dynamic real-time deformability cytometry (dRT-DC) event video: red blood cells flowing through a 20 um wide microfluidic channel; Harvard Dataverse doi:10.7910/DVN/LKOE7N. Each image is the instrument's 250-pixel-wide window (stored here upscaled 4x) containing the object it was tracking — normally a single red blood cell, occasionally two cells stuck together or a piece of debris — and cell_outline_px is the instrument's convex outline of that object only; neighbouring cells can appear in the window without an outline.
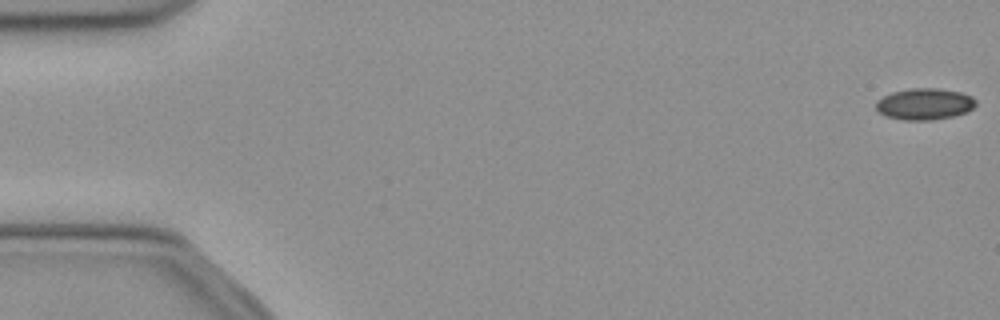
{"species": "common noctule bat (a hibernating species)", "species_latin": "Nyctalus noctula", "temperature_condition": "cold", "stored_images_in_passage": 52, "camera_frame_rate_fps": 3000, "um_per_image_px": 0.085, "animal": {"sex": "female", "body_mass_g": 21.9}, "frame": {"image": 1, "passage_image": 1, "time_ms": 0.0, "image_size_px": [1000, 320], "cell_outline_px": [[976, 104], [968, 112], [956, 116], [932, 120], [900, 120], [884, 116], [876, 108], [876, 100], [892, 92], [908, 88], [936, 88], [960, 92], [972, 96], [976, 100]], "centroid_in_image_um": [78.59, 8.85], "position_along_channel_um": 6.4, "area_um2": 18.55}}
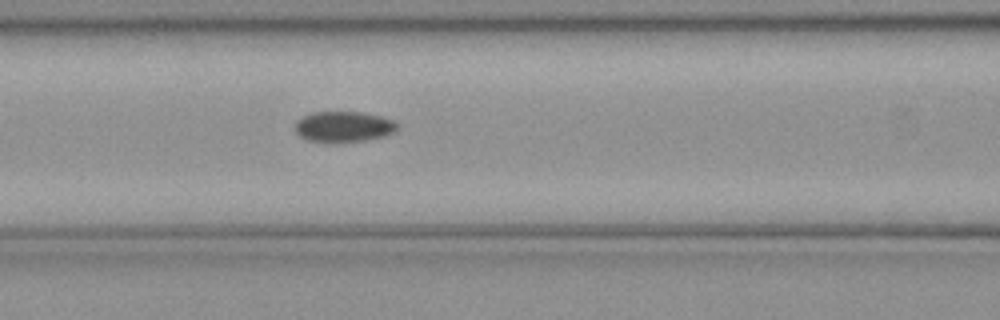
{"frame": {"image": 2, "passage_image": 22, "time_ms": 7.0, "image_size_px": [1000, 320], "cell_outline_px": [[400, 128], [388, 136], [364, 140], [304, 140], [292, 128], [296, 120], [312, 112], [364, 112], [384, 116], [400, 124]], "centroid_in_image_um": [29.25, 10.73], "position_along_channel_um": 137.3, "area_um2": 18.26}}
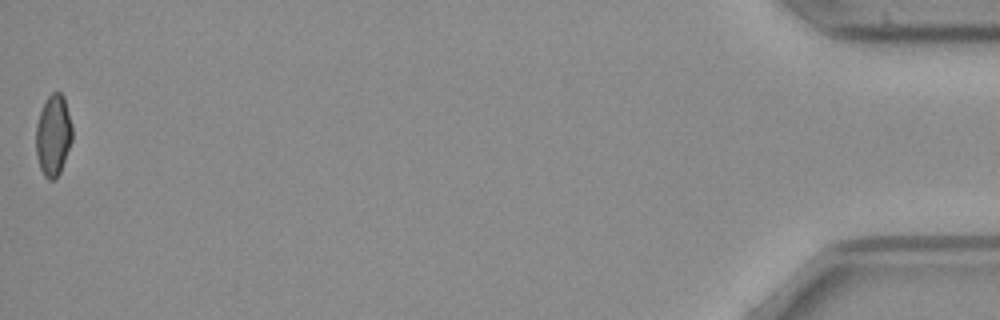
{"frame": {"image": 3, "passage_image": 52, "time_ms": 17.0, "image_size_px": [1000, 320], "cell_outline_px": [[72, 140], [60, 172], [52, 180], [48, 180], [44, 176], [40, 168], [36, 156], [36, 124], [40, 112], [48, 96], [52, 92], [60, 92], [64, 96], [72, 124]], "centroid_in_image_um": [4.53, 11.49], "position_along_channel_um": 430.7, "area_um2": 17.17}}